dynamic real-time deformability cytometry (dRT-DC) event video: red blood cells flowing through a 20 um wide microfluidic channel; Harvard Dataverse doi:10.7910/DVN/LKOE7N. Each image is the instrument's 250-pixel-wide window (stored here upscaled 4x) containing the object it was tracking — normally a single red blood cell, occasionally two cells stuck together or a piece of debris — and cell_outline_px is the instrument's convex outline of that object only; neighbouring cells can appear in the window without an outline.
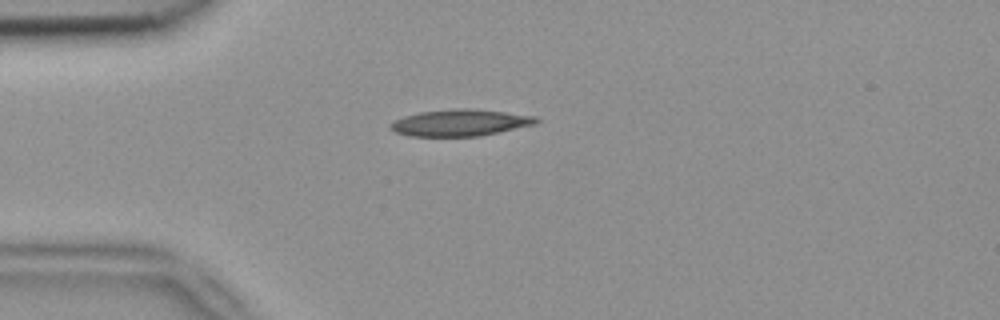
{"species": "common noctule bat (a hibernating species)", "species_latin": "Nyctalus noctula", "temperature_condition": "room temperature", "stored_images_in_passage": 35, "camera_frame_rate_fps": 3000, "um_per_image_px": 0.085, "animal": {"sex": "female", "body_mass_g": 18.4}, "frame": {"image": 1, "passage_image": 1, "time_ms": 0.0, "image_size_px": [1000, 320], "cell_outline_px": [[540, 120], [536, 124], [480, 136], [408, 136], [396, 132], [388, 128], [388, 124], [392, 120], [404, 116], [420, 112], [452, 108], [468, 108], [504, 112], [536, 116]], "centroid_in_image_um": [39.07, 10.43], "position_along_channel_um": 45.9, "area_um2": 22.77}}
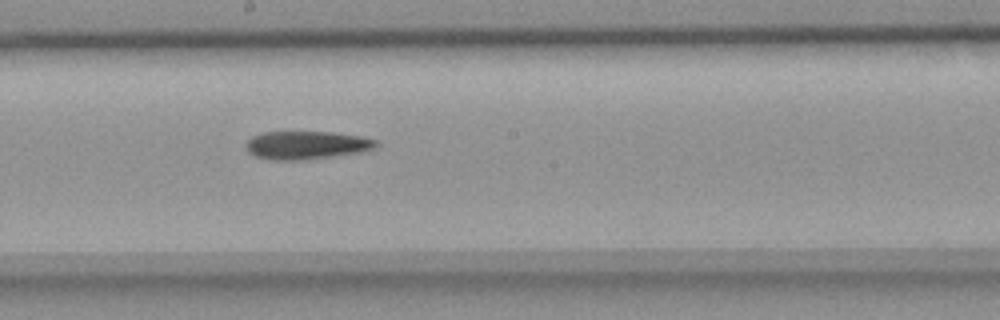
{"frame": {"image": 2, "passage_image": 16, "time_ms": 5.0, "image_size_px": [1000, 320], "cell_outline_px": [[380, 144], [376, 148], [360, 152], [300, 160], [272, 160], [256, 156], [248, 152], [244, 144], [252, 136], [264, 132], [332, 132], [360, 136], [376, 140]], "centroid_in_image_um": [26.04, 12.33], "position_along_channel_um": 222.2, "area_um2": 21.27}}
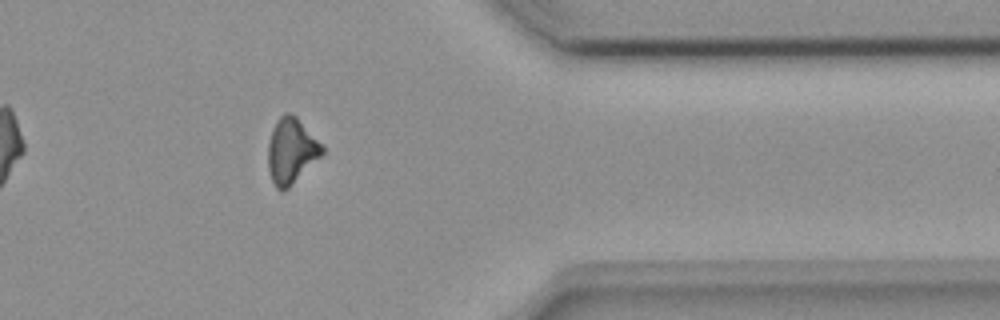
{"frame": {"image": 3, "passage_image": 30, "time_ms": 9.667, "image_size_px": [1000, 320], "cell_outline_px": [[324, 152], [284, 192], [280, 192], [276, 188], [272, 180], [268, 168], [268, 144], [276, 120], [284, 112], [292, 112], [324, 144]], "centroid_in_image_um": [24.76, 12.8], "position_along_channel_um": 386.6, "area_um2": 20.69}, "authors_computed_cell_mechanics": {"area_um2": 21.2704, "velocity_mm_per_s": 3.8576, "shape_relaxation_time_tau1_ms": 8.3513, "shape_relaxation_time_tau2_ms": null, "deformation_change_tau1": 0.1693, "deformation_change_tau2": null}}